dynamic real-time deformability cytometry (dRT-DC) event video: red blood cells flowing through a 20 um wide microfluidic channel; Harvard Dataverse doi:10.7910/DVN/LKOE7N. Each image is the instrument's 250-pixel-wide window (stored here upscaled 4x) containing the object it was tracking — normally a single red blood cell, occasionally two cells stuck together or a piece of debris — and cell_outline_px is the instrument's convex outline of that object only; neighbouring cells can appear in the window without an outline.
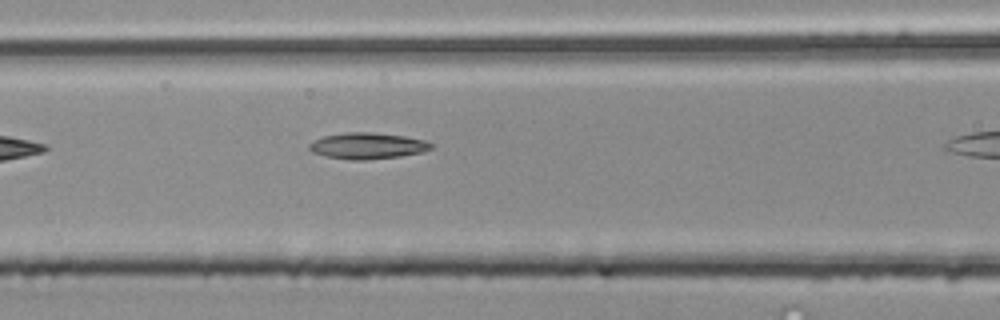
{"species": "common noctule bat (a hibernating species)", "species_latin": "Nyctalus noctula", "temperature_condition": "room temperature", "stored_images_in_passage": 7, "camera_frame_rate_fps": 3000, "um_per_image_px": 0.085, "animal": {"sex": "male", "body_mass_g": 20.4}, "frame": {"image": 1, "passage_image": 6, "time_ms": 1.667, "image_size_px": [1000, 320], "cell_outline_px": [[432, 148], [420, 152], [400, 156], [368, 160], [352, 160], [324, 156], [312, 152], [308, 148], [308, 144], [312, 140], [324, 136], [348, 132], [376, 132], [404, 136], [424, 140], [432, 144]], "centroid_in_image_um": [31.18, 12.39], "position_along_channel_um": 135.4, "area_um2": 18.67}}